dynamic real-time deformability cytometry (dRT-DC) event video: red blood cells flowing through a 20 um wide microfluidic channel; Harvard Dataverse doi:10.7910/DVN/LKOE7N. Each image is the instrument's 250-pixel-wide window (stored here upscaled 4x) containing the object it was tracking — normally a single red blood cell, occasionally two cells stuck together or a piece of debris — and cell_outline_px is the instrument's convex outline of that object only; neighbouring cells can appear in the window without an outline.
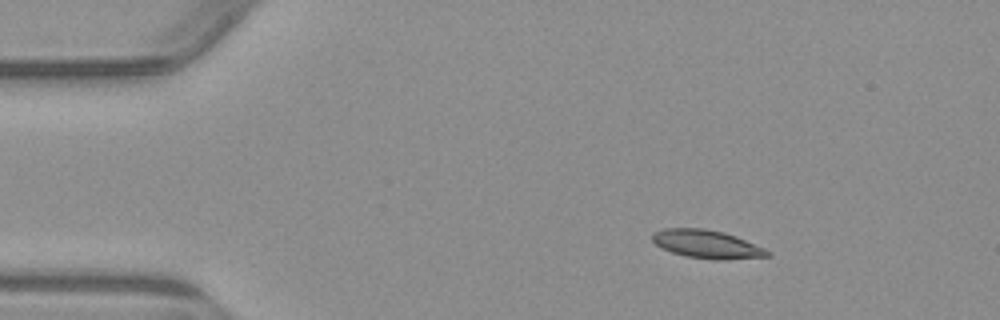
{"species": "common noctule bat (a hibernating species)", "species_latin": "Nyctalus noctula", "temperature_condition": "warm", "stored_images_in_passage": 2, "camera_frame_rate_fps": 3000, "um_per_image_px": 0.085, "animal": {"sex": "male", "body_mass_g": 23.1, "forearm_length_mm": 52.7}, "frame": {"image": 1, "passage_image": 1, "time_ms": 0.0, "image_size_px": [1000, 320], "cell_outline_px": [[772, 252], [768, 256], [724, 260], [712, 260], [684, 256], [660, 248], [652, 240], [652, 232], [664, 228], [704, 228], [724, 232], [736, 236], [764, 248]], "centroid_in_image_um": [60.06, 20.75], "position_along_channel_um": 24.9, "area_um2": 19.13}}